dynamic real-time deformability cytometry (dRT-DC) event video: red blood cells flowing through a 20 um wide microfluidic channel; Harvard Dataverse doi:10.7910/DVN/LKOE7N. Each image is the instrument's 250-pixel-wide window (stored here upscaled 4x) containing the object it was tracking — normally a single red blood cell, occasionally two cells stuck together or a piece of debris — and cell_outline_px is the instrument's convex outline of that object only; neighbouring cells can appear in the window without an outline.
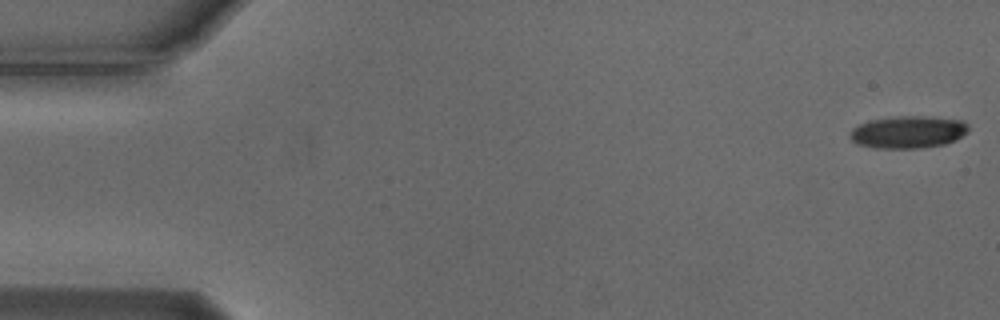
{"species": "Egyptian fruit bat (a non-hibernating species)", "species_latin": "Rousettus aegyptiacus", "temperature_condition": "cold", "stored_images_in_passage": 34, "camera_frame_rate_fps": 3000, "um_per_image_px": 0.085, "animal": {"sex": "male"}, "frame": {"image": 1, "passage_image": 1, "time_ms": 0.0, "image_size_px": [1000, 320], "cell_outline_px": [[968, 132], [956, 140], [944, 144], [920, 148], [872, 148], [856, 144], [852, 140], [852, 128], [860, 124], [872, 120], [900, 116], [924, 116], [964, 120], [968, 124]], "centroid_in_image_um": [77.23, 11.23], "position_along_channel_um": 7.8, "area_um2": 22.25}}
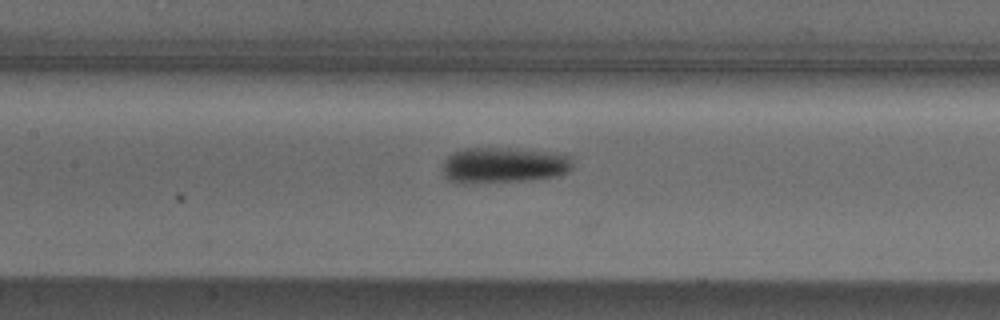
{"frame": {"image": 2, "passage_image": 25, "time_ms": 8.0, "image_size_px": [1000, 320], "cell_outline_px": [[572, 168], [568, 172], [560, 176], [528, 180], [456, 184], [448, 180], [444, 176], [444, 160], [452, 152], [464, 148], [508, 148], [544, 152], [568, 156], [572, 160]], "centroid_in_image_um": [42.76, 14.06], "position_along_channel_um": 164.6, "area_um2": 27.11}}
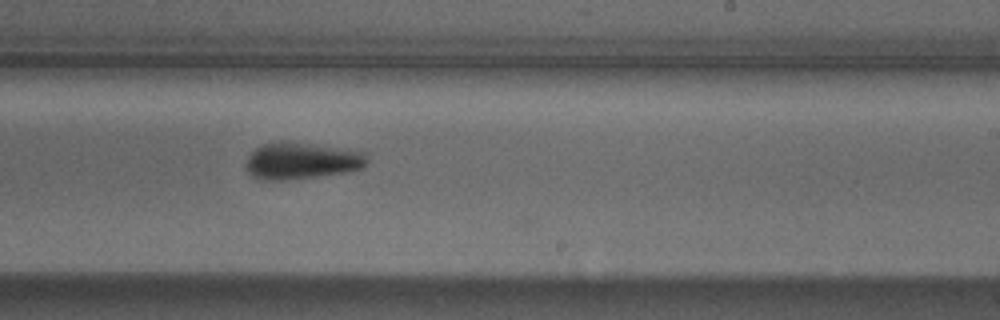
{"frame": {"image": 3, "passage_image": 33, "time_ms": 10.667, "image_size_px": [1000, 320], "cell_outline_px": [[368, 164], [364, 168], [344, 172], [284, 180], [260, 180], [252, 176], [244, 168], [244, 164], [248, 156], [260, 144], [280, 140], [284, 140], [348, 148], [368, 152]], "centroid_in_image_um": [25.64, 13.63], "position_along_channel_um": 263.4, "area_um2": 26.65}}